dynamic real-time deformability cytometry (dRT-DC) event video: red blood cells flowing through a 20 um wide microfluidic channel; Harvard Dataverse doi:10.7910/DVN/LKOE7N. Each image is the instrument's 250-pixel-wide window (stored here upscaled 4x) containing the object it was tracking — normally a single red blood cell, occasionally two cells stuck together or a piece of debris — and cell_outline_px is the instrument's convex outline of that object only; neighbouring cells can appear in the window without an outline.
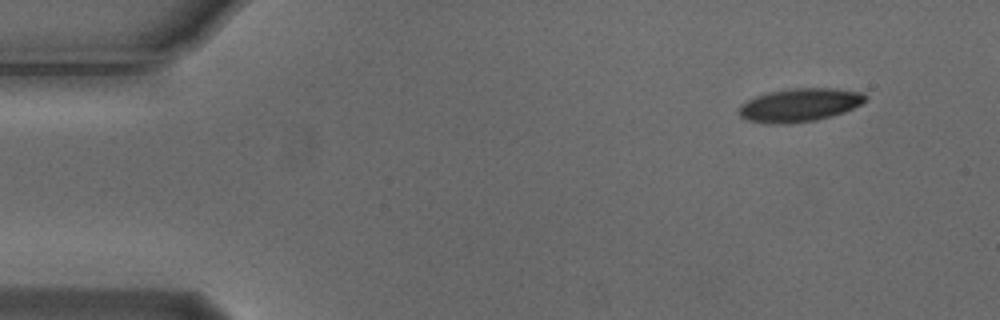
{"species": "Egyptian fruit bat (a non-hibernating species)", "species_latin": "Rousettus aegyptiacus", "temperature_condition": "cold", "stored_images_in_passage": 4, "camera_frame_rate_fps": 3000, "um_per_image_px": 0.085, "animal": {"sex": "male"}, "frame": {"image": 1, "passage_image": 1, "time_ms": 0.0, "image_size_px": [1000, 320], "cell_outline_px": [[868, 100], [844, 112], [832, 116], [816, 120], [788, 124], [780, 124], [748, 120], [740, 116], [736, 112], [740, 104], [756, 96], [768, 92], [792, 88], [836, 88], [860, 92], [868, 96]], "centroid_in_image_um": [67.97, 8.92], "position_along_channel_um": 17.0, "area_um2": 24.62}}
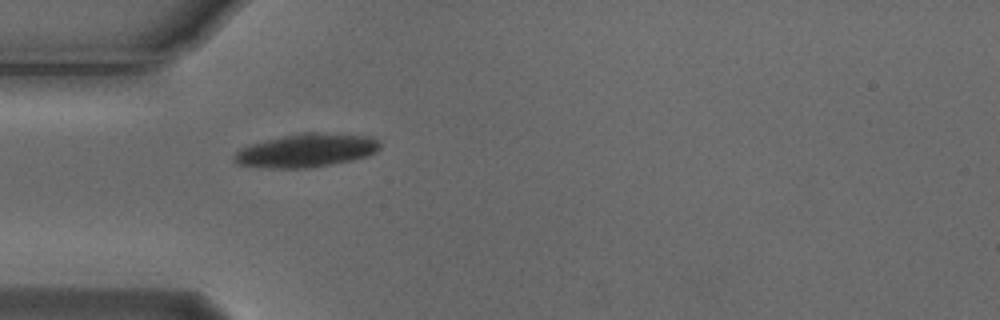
{"frame": {"image": 2, "passage_image": 4, "time_ms": 1.0, "image_size_px": [1000, 320], "cell_outline_px": [[380, 148], [376, 152], [368, 156], [352, 160], [332, 164], [308, 168], [260, 168], [236, 164], [232, 156], [240, 148], [248, 144], [264, 140], [304, 132], [316, 132], [372, 136], [380, 140]], "centroid_in_image_um": [26.03, 12.79], "position_along_channel_um": 59.0, "area_um2": 28.78}}